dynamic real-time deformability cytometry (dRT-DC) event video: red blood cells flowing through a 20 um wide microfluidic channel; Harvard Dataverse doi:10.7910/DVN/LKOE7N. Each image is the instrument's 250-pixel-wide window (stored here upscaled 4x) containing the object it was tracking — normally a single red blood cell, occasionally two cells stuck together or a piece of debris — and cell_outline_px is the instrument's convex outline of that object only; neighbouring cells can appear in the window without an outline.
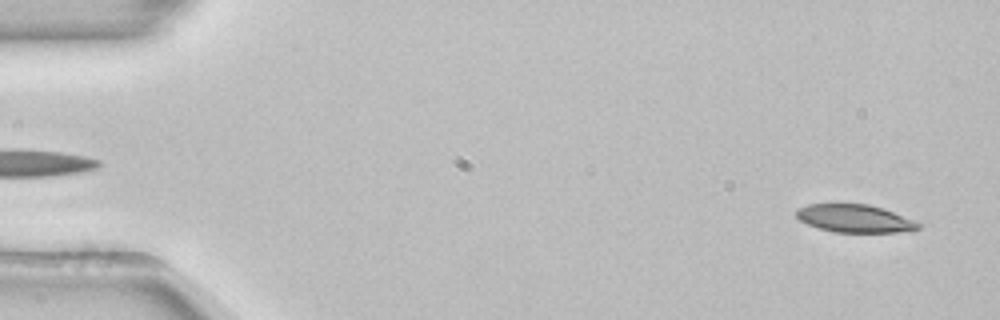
{"species": "common noctule bat (a hibernating species)", "species_latin": "Nyctalus noctula", "temperature_condition": "room temperature", "stored_images_in_passage": 52, "camera_frame_rate_fps": 3000, "um_per_image_px": 0.085, "animal": {"sex": "female", "body_mass_g": 22.7, "forearm_length_mm": 54.2}, "frame": {"image": 1, "passage_image": 2, "time_ms": 0.333, "image_size_px": [1000, 320], "cell_outline_px": [[920, 228], [912, 232], [836, 232], [820, 228], [808, 224], [800, 220], [796, 216], [796, 208], [808, 204], [868, 204], [892, 212], [912, 220], [920, 224]], "centroid_in_image_um": [72.64, 18.58], "position_along_channel_um": 12.4, "area_um2": 19.59}}
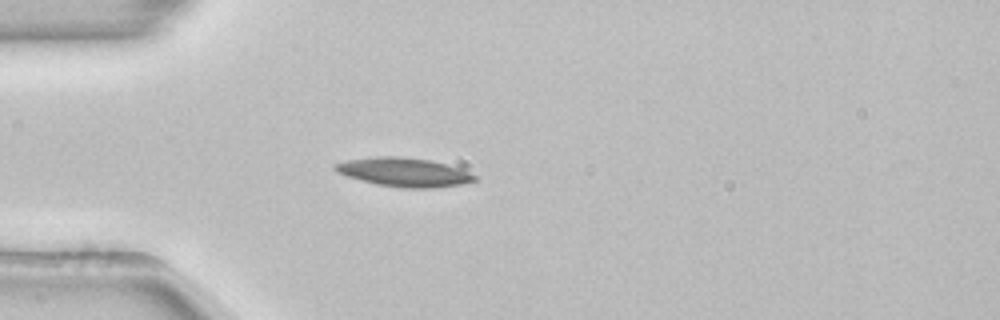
{"frame": {"image": 2, "passage_image": 14, "time_ms": 4.333, "image_size_px": [1000, 320], "cell_outline_px": [[480, 176], [476, 180], [460, 184], [436, 188], [404, 188], [376, 184], [360, 180], [336, 172], [332, 168], [332, 164], [348, 160], [376, 156], [396, 156], [428, 160], [460, 168]], "centroid_in_image_um": [34.33, 14.64], "position_along_channel_um": 50.7, "area_um2": 23.47}}
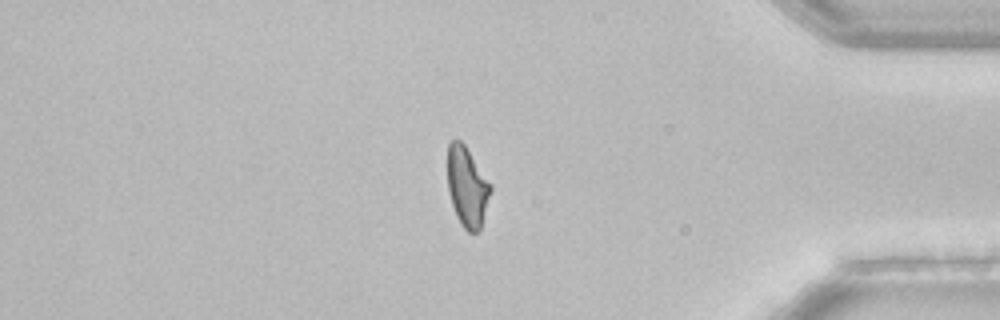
{"frame": {"image": 3, "passage_image": 44, "time_ms": 14.333, "image_size_px": [1000, 320], "cell_outline_px": [[492, 188], [480, 228], [476, 232], [468, 232], [460, 224], [456, 216], [452, 204], [448, 188], [448, 144], [452, 140], [460, 140], [464, 144], [492, 184]], "centroid_in_image_um": [39.71, 15.87], "position_along_channel_um": 395.5, "area_um2": 19.88}, "authors_computed_cell_mechanics": {"area_um2": 21.1548, "velocity_mm_per_s": 3.8798, "shape_relaxation_time_tau1_ms": 9.5153, "shape_relaxation_time_tau2_ms": null, "deformation_change_tau1": 0.2365, "deformation_change_tau2": null}}